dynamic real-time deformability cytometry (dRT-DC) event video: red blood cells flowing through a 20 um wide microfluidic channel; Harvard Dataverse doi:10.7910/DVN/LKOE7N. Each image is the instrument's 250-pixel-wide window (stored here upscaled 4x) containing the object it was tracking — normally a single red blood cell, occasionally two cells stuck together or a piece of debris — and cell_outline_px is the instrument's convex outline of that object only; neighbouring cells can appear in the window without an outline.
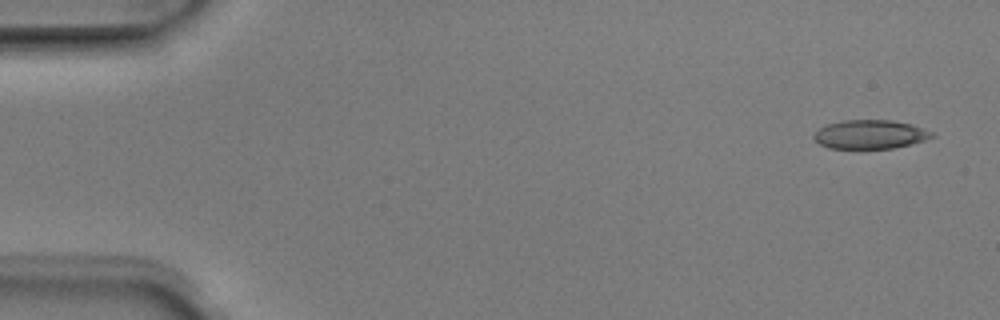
{"species": "Egyptian fruit bat (a non-hibernating species)", "species_latin": "Rousettus aegyptiacus", "temperature_condition": "room temperature", "stored_images_in_passage": 6, "camera_frame_rate_fps": 3000, "um_per_image_px": 0.085, "animal": {"sex": "male"}, "frame": {"image": 1, "passage_image": 1, "time_ms": 0.0, "image_size_px": [1000, 320], "cell_outline_px": [[936, 136], [924, 140], [892, 148], [860, 152], [828, 148], [820, 144], [812, 136], [820, 128], [828, 124], [840, 120], [892, 120], [912, 124], [932, 132]], "centroid_in_image_um": [73.92, 11.47], "position_along_channel_um": 11.1, "area_um2": 20.58}}
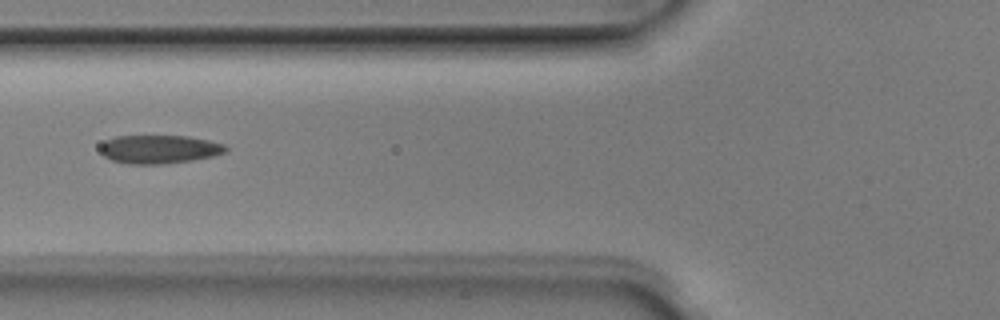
{"frame": {"image": 2, "passage_image": 5, "time_ms": 1.333, "image_size_px": [1000, 320], "cell_outline_px": [[228, 148], [224, 152], [212, 156], [192, 160], [164, 164], [128, 164], [112, 160], [104, 156], [100, 152], [100, 144], [116, 136], [188, 136], [208, 140], [224, 144]], "centroid_in_image_um": [13.52, 12.69], "position_along_channel_um": 112.3, "area_um2": 20.75}}
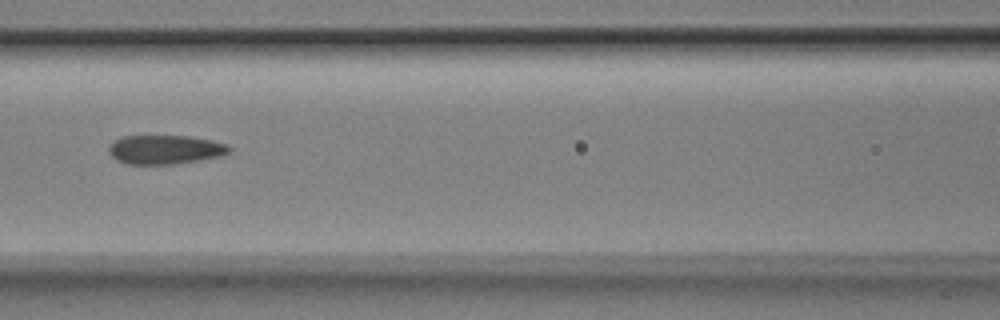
{"frame": {"image": 3, "passage_image": 6, "time_ms": 1.667, "image_size_px": [1000, 320], "cell_outline_px": [[232, 148], [228, 152], [220, 156], [172, 164], [128, 164], [116, 160], [108, 152], [108, 148], [116, 140], [124, 136], [188, 136], [228, 144]], "centroid_in_image_um": [14.01, 12.71], "position_along_channel_um": 152.6, "area_um2": 20.06}}